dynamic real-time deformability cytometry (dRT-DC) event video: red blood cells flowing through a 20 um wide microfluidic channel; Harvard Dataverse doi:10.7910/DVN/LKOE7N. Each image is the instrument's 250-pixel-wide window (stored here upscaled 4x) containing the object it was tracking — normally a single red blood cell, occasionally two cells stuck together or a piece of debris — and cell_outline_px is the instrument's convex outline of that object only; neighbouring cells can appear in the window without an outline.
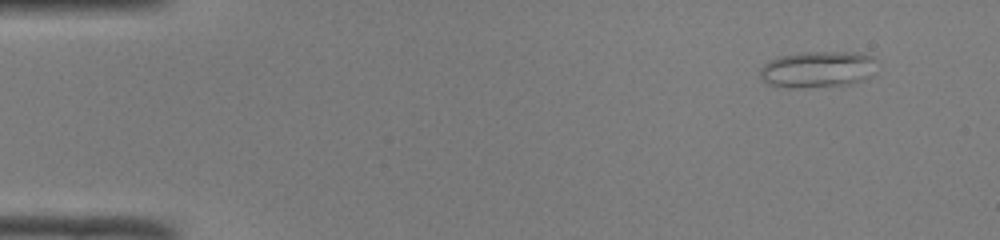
{"species": "common noctule bat (a hibernating species)", "species_latin": "Nyctalus noctula", "temperature_condition": "room temperature", "stored_images_in_passage": 46, "camera_frame_rate_fps": 3000, "um_per_image_px": 0.085, "animal": {"sex": "male", "body_mass_g": 19.0, "forearm_length_mm": 50.8}, "frame": {"image": 1, "passage_image": 1, "time_ms": 0.0, "image_size_px": [1000, 240], "cell_outline_px": [[872, 76], [864, 80], [848, 84], [796, 88], [772, 84], [764, 80], [760, 76], [760, 68], [764, 64], [780, 56], [804, 52], [856, 52], [872, 56]], "centroid_in_image_um": [69.49, 5.89], "position_along_channel_um": 15.5, "area_um2": 24.22}}
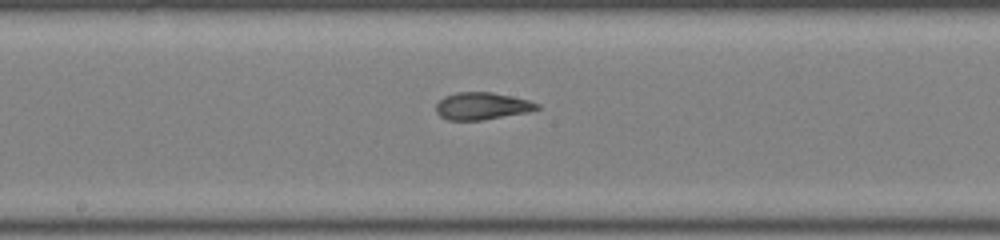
{"frame": {"image": 2, "passage_image": 23, "time_ms": 7.333, "image_size_px": [1000, 240], "cell_outline_px": [[540, 108], [528, 112], [480, 120], [448, 120], [440, 116], [436, 112], [436, 104], [444, 96], [456, 92], [492, 92], [512, 96], [528, 100], [540, 104]], "centroid_in_image_um": [40.96, 9.0], "position_along_channel_um": 207.2, "area_um2": 16.01}}
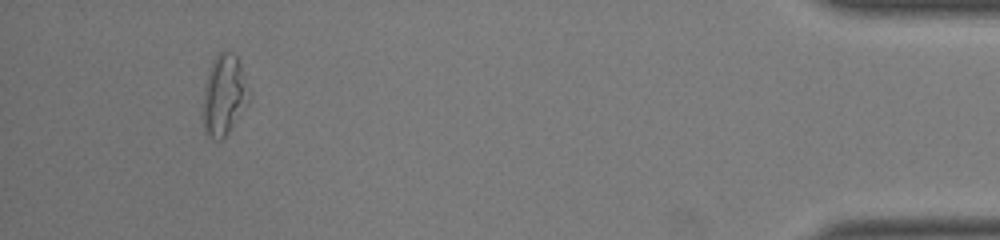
{"frame": {"image": 3, "passage_image": 43, "time_ms": 14.0, "image_size_px": [1000, 240], "cell_outline_px": [[248, 104], [228, 132], [220, 140], [212, 140], [208, 136], [204, 128], [204, 88], [212, 60], [220, 52], [232, 52], [236, 56], [240, 64], [244, 80], [248, 100]], "centroid_in_image_um": [19.02, 8.1], "position_along_channel_um": 416.2, "area_um2": 20.81}, "authors_computed_cell_mechanics": {"area_um2": 17.4267, "velocity_mm_per_s": 4.1197, "shape_relaxation_time_tau1_ms": 6.5125, "shape_relaxation_time_tau2_ms": 1.7066, "deformation_change_tau1": 0.2068, "deformation_change_tau2": 0.0812}}